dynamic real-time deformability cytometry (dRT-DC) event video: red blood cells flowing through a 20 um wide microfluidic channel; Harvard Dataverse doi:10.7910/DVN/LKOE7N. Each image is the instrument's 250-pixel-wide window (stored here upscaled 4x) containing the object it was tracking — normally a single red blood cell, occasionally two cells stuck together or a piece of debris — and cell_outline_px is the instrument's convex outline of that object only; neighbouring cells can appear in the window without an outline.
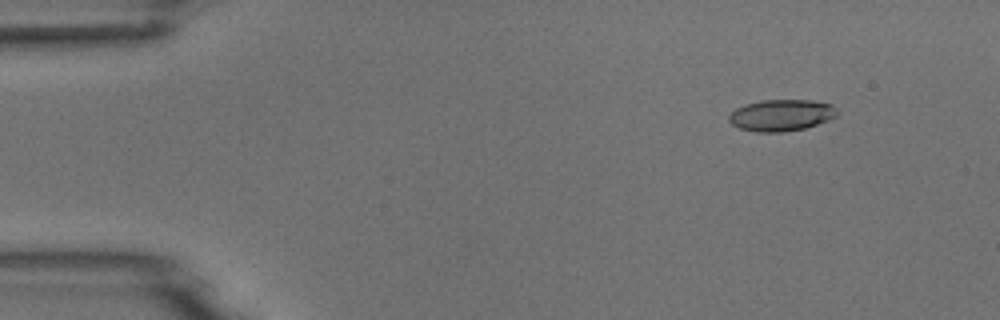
{"species": "common noctule bat (a hibernating species)", "species_latin": "Nyctalus noctula", "temperature_condition": "room temperature", "stored_images_in_passage": 5, "camera_frame_rate_fps": 3000, "um_per_image_px": 0.085, "animal": {"sex": "male", "body_mass_g": 18.8}, "frame": {"image": 1, "passage_image": 2, "time_ms": 1.333, "image_size_px": [1000, 320], "cell_outline_px": [[836, 116], [828, 120], [804, 128], [784, 132], [756, 132], [740, 128], [732, 124], [728, 120], [728, 116], [736, 108], [744, 104], [760, 100], [812, 100], [832, 104], [836, 108]], "centroid_in_image_um": [66.39, 9.78], "position_along_channel_um": 18.6, "area_um2": 19.88}}
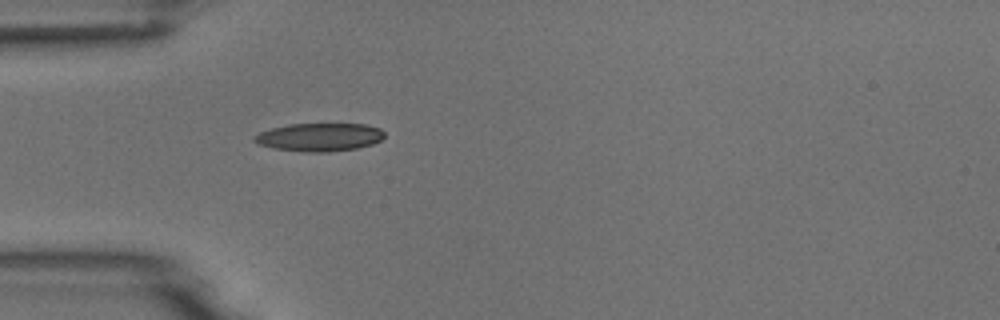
{"frame": {"image": 2, "passage_image": 5, "time_ms": 4.667, "image_size_px": [1000, 320], "cell_outline_px": [[384, 136], [380, 140], [372, 144], [356, 148], [328, 152], [304, 152], [272, 148], [256, 144], [252, 140], [252, 136], [260, 132], [272, 128], [288, 124], [364, 124], [380, 128], [384, 132]], "centroid_in_image_um": [27.1, 11.66], "position_along_channel_um": 57.9, "area_um2": 21.44}}